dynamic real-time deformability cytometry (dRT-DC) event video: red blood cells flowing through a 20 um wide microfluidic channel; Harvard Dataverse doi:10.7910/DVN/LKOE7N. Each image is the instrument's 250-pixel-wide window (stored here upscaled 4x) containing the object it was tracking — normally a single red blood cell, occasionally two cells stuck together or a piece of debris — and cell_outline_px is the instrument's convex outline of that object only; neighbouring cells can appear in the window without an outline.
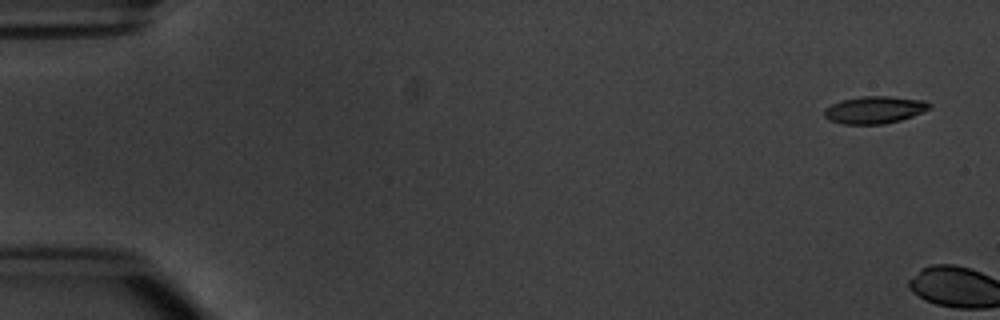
{"species": "common noctule bat (a hibernating species)", "species_latin": "Nyctalus noctula", "temperature_condition": "warm", "stored_images_in_passage": 2, "camera_frame_rate_fps": 3000, "um_per_image_px": 0.085, "animal": {"sex": "male", "body_mass_g": 20.1, "forearm_length_mm": 53.5}, "frame": {"image": 1, "passage_image": 1, "time_ms": 0.0, "image_size_px": [1000, 320], "cell_outline_px": [[932, 108], [912, 116], [900, 120], [884, 124], [844, 124], [828, 120], [824, 116], [824, 108], [840, 100], [860, 96], [888, 96], [924, 100], [932, 104]], "centroid_in_image_um": [74.33, 9.33], "position_along_channel_um": 10.7, "area_um2": 16.88}}